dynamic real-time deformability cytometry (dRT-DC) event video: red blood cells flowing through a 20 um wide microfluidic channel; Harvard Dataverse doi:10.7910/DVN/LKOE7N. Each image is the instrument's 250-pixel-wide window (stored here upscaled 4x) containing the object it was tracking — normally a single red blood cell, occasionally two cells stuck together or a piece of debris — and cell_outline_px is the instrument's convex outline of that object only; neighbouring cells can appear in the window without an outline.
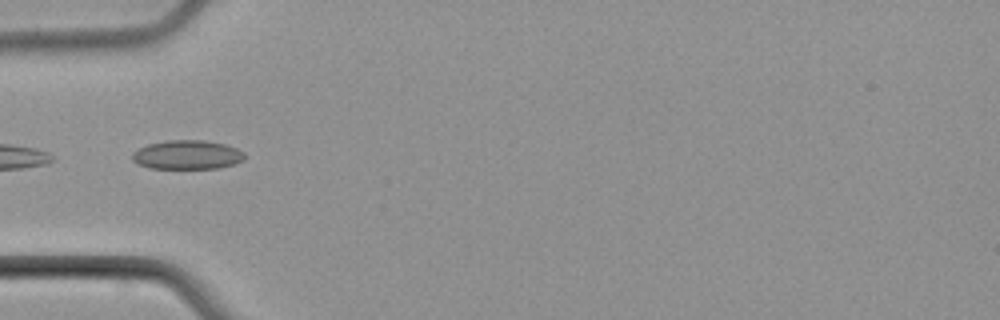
{"species": "common noctule bat (a hibernating species)", "species_latin": "Nyctalus noctula", "temperature_condition": "cold", "stored_images_in_passage": 6, "camera_frame_rate_fps": 3000, "um_per_image_px": 0.085, "animal": {"sex": "male", "body_mass_g": 21.5, "forearm_length_mm": 52.0}, "frame": {"image": 1, "passage_image": 5, "time_ms": 5.0, "image_size_px": [1000, 320], "cell_outline_px": [[244, 160], [232, 164], [216, 168], [148, 168], [136, 164], [132, 160], [132, 152], [148, 144], [168, 140], [204, 140], [224, 144], [236, 148], [244, 152]], "centroid_in_image_um": [15.88, 13.15], "position_along_channel_um": 69.1, "area_um2": 18.96}}
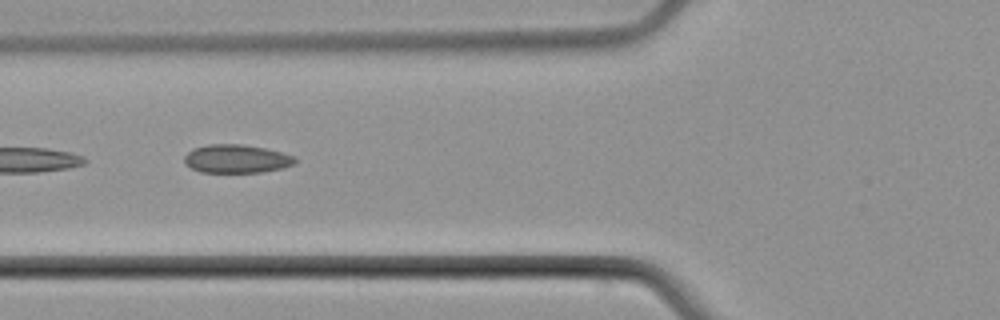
{"frame": {"image": 2, "passage_image": 6, "time_ms": 6.0, "image_size_px": [1000, 320], "cell_outline_px": [[296, 160], [292, 164], [280, 168], [260, 172], [200, 172], [184, 164], [184, 156], [192, 148], [208, 144], [244, 144], [264, 148], [280, 152], [292, 156]], "centroid_in_image_um": [20.02, 13.49], "position_along_channel_um": 105.8, "area_um2": 18.15}}